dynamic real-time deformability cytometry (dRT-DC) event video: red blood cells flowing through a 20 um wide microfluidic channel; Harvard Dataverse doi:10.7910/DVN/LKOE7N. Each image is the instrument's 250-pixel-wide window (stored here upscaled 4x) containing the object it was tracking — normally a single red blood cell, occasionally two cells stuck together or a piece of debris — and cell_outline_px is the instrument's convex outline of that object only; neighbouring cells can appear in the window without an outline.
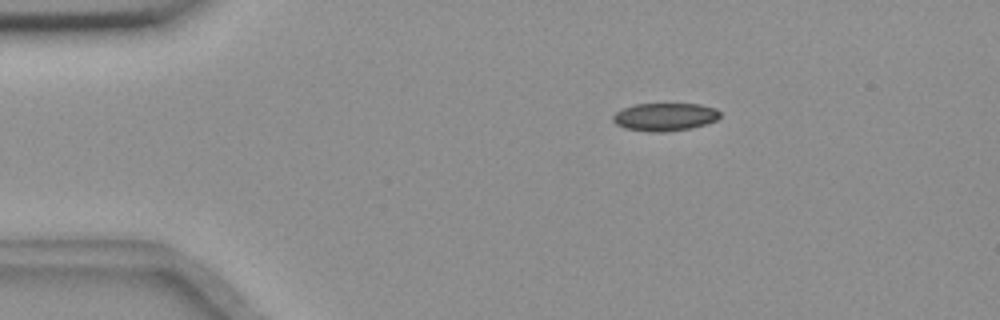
{"species": "common noctule bat (a hibernating species)", "species_latin": "Nyctalus noctula", "temperature_condition": "room temperature", "stored_images_in_passage": 47, "camera_frame_rate_fps": 3000, "um_per_image_px": 0.085, "animal": {"sex": "female", "body_mass_g": 18.4}, "frame": {"image": 1, "passage_image": 1, "time_ms": 0.0, "image_size_px": [1000, 320], "cell_outline_px": [[720, 116], [716, 120], [692, 128], [664, 132], [652, 132], [624, 128], [616, 124], [612, 120], [612, 116], [616, 112], [624, 108], [636, 104], [700, 104], [716, 108], [720, 112]], "centroid_in_image_um": [56.51, 9.93], "position_along_channel_um": 28.5, "area_um2": 17.4}}
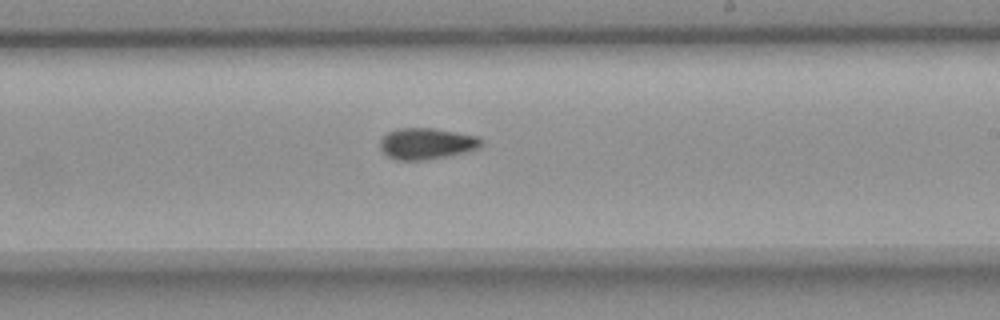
{"frame": {"image": 2, "passage_image": 24, "time_ms": 7.667, "image_size_px": [1000, 320], "cell_outline_px": [[484, 144], [476, 148], [448, 156], [424, 160], [396, 160], [388, 156], [380, 148], [380, 140], [388, 132], [396, 128], [432, 128], [480, 136], [484, 140]], "centroid_in_image_um": [36.27, 12.2], "position_along_channel_um": 252.7, "area_um2": 18.44}}
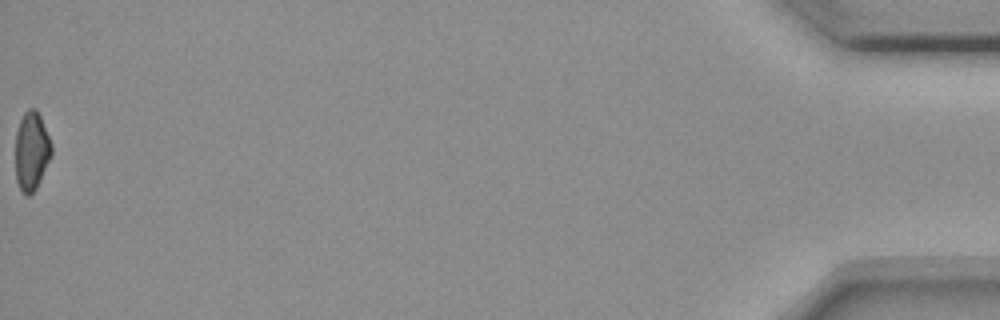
{"frame": {"image": 3, "passage_image": 47, "time_ms": 15.333, "image_size_px": [1000, 320], "cell_outline_px": [[52, 156], [36, 188], [28, 196], [20, 188], [16, 180], [16, 132], [20, 120], [24, 112], [28, 108], [36, 108], [40, 116], [52, 144]], "centroid_in_image_um": [2.69, 12.81], "position_along_channel_um": 432.5, "area_um2": 16.47}, "authors_computed_cell_mechanics": {"area_um2": 17.629, "velocity_mm_per_s": 3.6625, "shape_relaxation_time_tau1_ms": 8.4098, "shape_relaxation_time_tau2_ms": 8.2913, "deformation_change_tau1": 0.1591, "deformation_change_tau2": 0.1335}}